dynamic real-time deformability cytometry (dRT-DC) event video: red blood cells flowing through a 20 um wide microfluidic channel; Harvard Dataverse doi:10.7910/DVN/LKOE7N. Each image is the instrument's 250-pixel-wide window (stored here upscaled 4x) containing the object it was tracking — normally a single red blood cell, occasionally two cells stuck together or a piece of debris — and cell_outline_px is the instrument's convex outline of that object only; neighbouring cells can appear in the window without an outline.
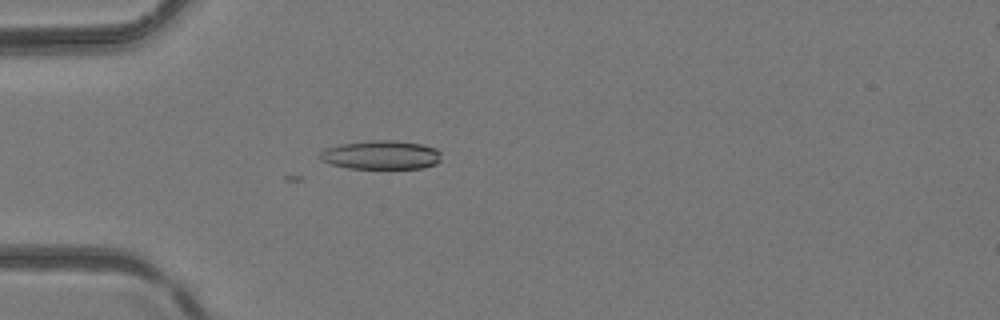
{"species": "common noctule bat (a hibernating species)", "species_latin": "Nyctalus noctula", "temperature_condition": "room temperature", "stored_images_in_passage": 4, "camera_frame_rate_fps": 3000, "um_per_image_px": 0.085, "animal": {"sex": "female", "body_mass_g": 24.6, "forearm_length_mm": 56.2}, "frame": {"image": 1, "passage_image": 4, "time_ms": 1.0, "image_size_px": [1000, 320], "cell_outline_px": [[440, 160], [436, 164], [424, 168], [348, 168], [332, 164], [320, 160], [316, 156], [324, 148], [340, 144], [372, 140], [392, 140], [420, 144], [436, 148], [440, 152]], "centroid_in_image_um": [32.36, 13.17], "position_along_channel_um": 52.6, "area_um2": 20.46}}